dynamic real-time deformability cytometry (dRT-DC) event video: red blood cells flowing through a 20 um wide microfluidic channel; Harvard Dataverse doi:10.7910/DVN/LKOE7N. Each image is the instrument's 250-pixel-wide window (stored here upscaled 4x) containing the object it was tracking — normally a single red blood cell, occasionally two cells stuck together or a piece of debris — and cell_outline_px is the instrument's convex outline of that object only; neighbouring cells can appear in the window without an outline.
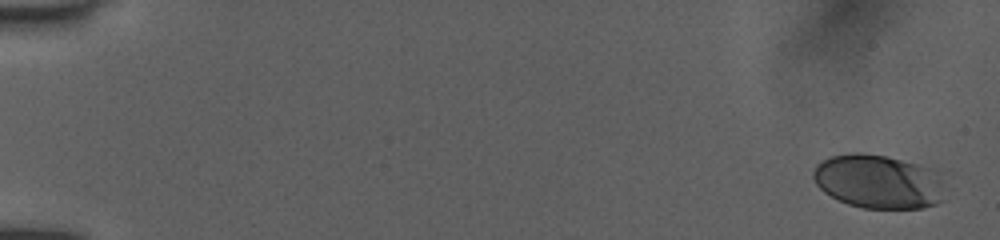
{"species": "human", "species_latin": "Homo sapiens", "temperature_condition": "room temperature", "stored_images_in_passage": 20, "camera_frame_rate_fps": 3000, "um_per_image_px": 0.085, "donor": {"sex": "female"}, "frame": {"image": 1, "passage_image": 1, "time_ms": 0.0, "image_size_px": [1000, 240], "cell_outline_px": [[944, 200], [936, 204], [924, 208], [864, 208], [848, 204], [824, 192], [816, 184], [812, 176], [812, 172], [816, 164], [832, 156], [852, 152], [860, 152], [884, 156], [932, 168], [940, 180]], "centroid_in_image_um": [74.63, 15.44], "position_along_channel_um": 10.4, "area_um2": 41.1}}
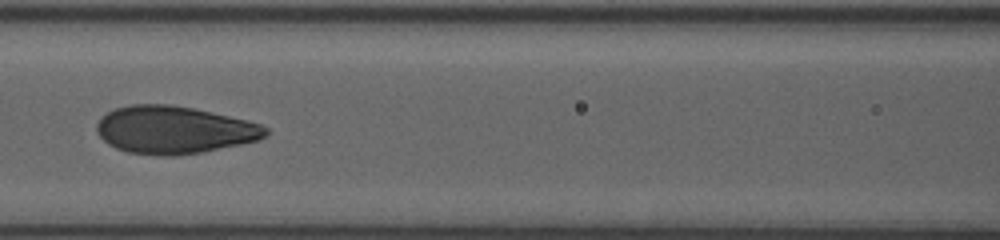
{"frame": {"image": 2, "passage_image": 11, "time_ms": 8.0, "image_size_px": [1000, 240], "cell_outline_px": [[268, 132], [260, 140], [200, 152], [176, 156], [164, 156], [128, 152], [116, 148], [108, 144], [96, 132], [96, 124], [108, 112], [116, 108], [132, 104], [168, 104], [192, 108], [228, 116], [260, 124], [268, 128]], "centroid_in_image_um": [14.77, 11.04], "position_along_channel_um": 151.8, "area_um2": 46.41}}
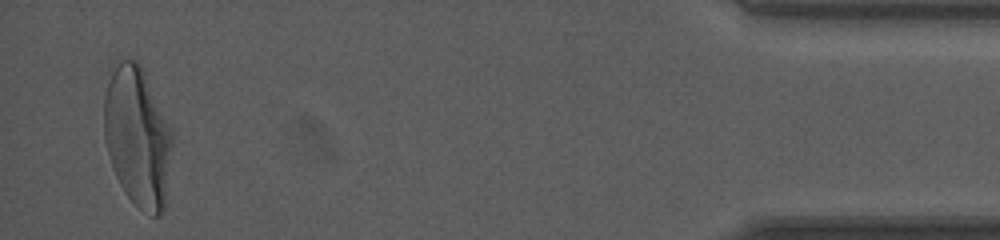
{"frame": {"image": 3, "passage_image": 20, "time_ms": 16.667, "image_size_px": [1000, 240], "cell_outline_px": [[172, 144], [164, 208], [160, 216], [152, 216], [140, 208], [124, 192], [116, 176], [108, 152], [104, 136], [104, 96], [108, 80], [116, 64], [120, 60], [136, 60], [140, 64], [144, 72], [172, 132]], "centroid_in_image_um": [11.67, 11.63], "position_along_channel_um": 423.5, "area_um2": 54.74}, "authors_computed_cell_mechanics": {"area_um2": 46.5001, "velocity_mm_per_s": 3.9554, "shape_relaxation_time_tau1_ms": 3.2219, "shape_relaxation_time_tau2_ms": null, "deformation_change_tau1": 0.1512, "deformation_change_tau2": null}}